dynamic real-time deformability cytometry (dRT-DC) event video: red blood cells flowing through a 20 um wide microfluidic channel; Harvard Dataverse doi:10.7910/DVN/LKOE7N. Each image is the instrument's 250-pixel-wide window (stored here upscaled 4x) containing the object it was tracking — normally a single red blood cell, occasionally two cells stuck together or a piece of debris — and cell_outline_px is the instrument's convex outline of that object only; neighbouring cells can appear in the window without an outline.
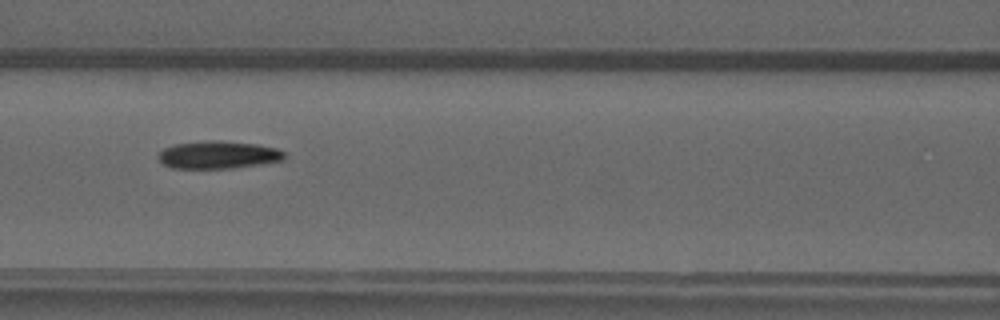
{"species": "common noctule bat (a hibernating species)", "species_latin": "Nyctalus noctula", "temperature_condition": "warm", "stored_images_in_passage": 45, "camera_frame_rate_fps": 3000, "um_per_image_px": 0.085, "animal": {"sex": "male", "forearm_length_mm": 52.5}, "frame": {"image": 1, "passage_image": 18, "time_ms": 5.667, "image_size_px": [1000, 320], "cell_outline_px": [[284, 160], [232, 168], [172, 168], [164, 164], [156, 156], [164, 148], [176, 144], [208, 140], [220, 140], [256, 144], [276, 148], [284, 152]], "centroid_in_image_um": [18.53, 13.15], "position_along_channel_um": 148.1, "area_um2": 20.17}}
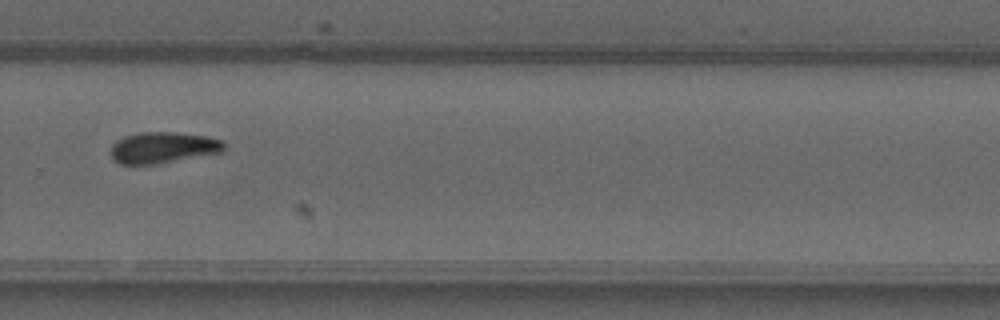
{"frame": {"image": 2, "passage_image": 30, "time_ms": 9.667, "image_size_px": [1000, 320], "cell_outline_px": [[224, 152], [152, 164], [120, 164], [112, 160], [112, 144], [116, 140], [124, 136], [140, 132], [176, 132], [208, 136], [220, 140], [224, 144]], "centroid_in_image_um": [13.84, 12.53], "position_along_channel_um": 316.0, "area_um2": 20.52}}
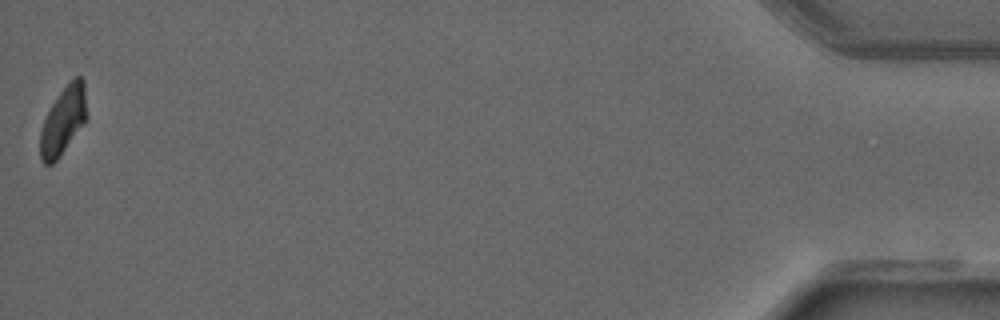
{"frame": {"image": 3, "passage_image": 45, "time_ms": 14.667, "image_size_px": [1000, 320], "cell_outline_px": [[84, 124], [60, 156], [52, 164], [44, 164], [40, 160], [40, 132], [44, 120], [52, 104], [60, 92], [72, 76], [80, 76], [84, 80]], "centroid_in_image_um": [5.34, 10.27], "position_along_channel_um": 429.9, "area_um2": 17.98}}